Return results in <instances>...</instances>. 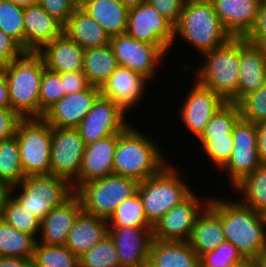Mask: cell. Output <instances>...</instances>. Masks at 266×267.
Returning <instances> with one entry per match:
<instances>
[{
  "label": "cell",
  "mask_w": 266,
  "mask_h": 267,
  "mask_svg": "<svg viewBox=\"0 0 266 267\" xmlns=\"http://www.w3.org/2000/svg\"><path fill=\"white\" fill-rule=\"evenodd\" d=\"M126 34L139 41L159 46L165 53L174 43V25L148 1L128 10Z\"/></svg>",
  "instance_id": "10"
},
{
  "label": "cell",
  "mask_w": 266,
  "mask_h": 267,
  "mask_svg": "<svg viewBox=\"0 0 266 267\" xmlns=\"http://www.w3.org/2000/svg\"><path fill=\"white\" fill-rule=\"evenodd\" d=\"M24 8L10 1L0 0V30L24 49Z\"/></svg>",
  "instance_id": "40"
},
{
  "label": "cell",
  "mask_w": 266,
  "mask_h": 267,
  "mask_svg": "<svg viewBox=\"0 0 266 267\" xmlns=\"http://www.w3.org/2000/svg\"><path fill=\"white\" fill-rule=\"evenodd\" d=\"M175 38L178 34L192 46L208 51L227 43L232 36L224 28L217 16L212 2L185 0L182 13L174 26Z\"/></svg>",
  "instance_id": "4"
},
{
  "label": "cell",
  "mask_w": 266,
  "mask_h": 267,
  "mask_svg": "<svg viewBox=\"0 0 266 267\" xmlns=\"http://www.w3.org/2000/svg\"><path fill=\"white\" fill-rule=\"evenodd\" d=\"M136 267H156L150 259L139 263Z\"/></svg>",
  "instance_id": "60"
},
{
  "label": "cell",
  "mask_w": 266,
  "mask_h": 267,
  "mask_svg": "<svg viewBox=\"0 0 266 267\" xmlns=\"http://www.w3.org/2000/svg\"><path fill=\"white\" fill-rule=\"evenodd\" d=\"M177 172L168 163L159 173L138 183L137 192L143 203L145 218L151 226L193 193Z\"/></svg>",
  "instance_id": "6"
},
{
  "label": "cell",
  "mask_w": 266,
  "mask_h": 267,
  "mask_svg": "<svg viewBox=\"0 0 266 267\" xmlns=\"http://www.w3.org/2000/svg\"><path fill=\"white\" fill-rule=\"evenodd\" d=\"M149 259L156 267H199L200 265V257L187 241L153 239Z\"/></svg>",
  "instance_id": "30"
},
{
  "label": "cell",
  "mask_w": 266,
  "mask_h": 267,
  "mask_svg": "<svg viewBox=\"0 0 266 267\" xmlns=\"http://www.w3.org/2000/svg\"><path fill=\"white\" fill-rule=\"evenodd\" d=\"M147 82L148 80L139 73L119 66L102 85L100 93L126 112L139 102Z\"/></svg>",
  "instance_id": "21"
},
{
  "label": "cell",
  "mask_w": 266,
  "mask_h": 267,
  "mask_svg": "<svg viewBox=\"0 0 266 267\" xmlns=\"http://www.w3.org/2000/svg\"><path fill=\"white\" fill-rule=\"evenodd\" d=\"M125 7H127L128 9L136 7L144 2H146L147 0H119Z\"/></svg>",
  "instance_id": "57"
},
{
  "label": "cell",
  "mask_w": 266,
  "mask_h": 267,
  "mask_svg": "<svg viewBox=\"0 0 266 267\" xmlns=\"http://www.w3.org/2000/svg\"><path fill=\"white\" fill-rule=\"evenodd\" d=\"M262 0H213L214 10L232 37H244L252 28Z\"/></svg>",
  "instance_id": "24"
},
{
  "label": "cell",
  "mask_w": 266,
  "mask_h": 267,
  "mask_svg": "<svg viewBox=\"0 0 266 267\" xmlns=\"http://www.w3.org/2000/svg\"><path fill=\"white\" fill-rule=\"evenodd\" d=\"M194 1H197V2H212L213 0H194Z\"/></svg>",
  "instance_id": "61"
},
{
  "label": "cell",
  "mask_w": 266,
  "mask_h": 267,
  "mask_svg": "<svg viewBox=\"0 0 266 267\" xmlns=\"http://www.w3.org/2000/svg\"><path fill=\"white\" fill-rule=\"evenodd\" d=\"M245 260L236 247L228 241L200 256V264L203 267H236Z\"/></svg>",
  "instance_id": "44"
},
{
  "label": "cell",
  "mask_w": 266,
  "mask_h": 267,
  "mask_svg": "<svg viewBox=\"0 0 266 267\" xmlns=\"http://www.w3.org/2000/svg\"><path fill=\"white\" fill-rule=\"evenodd\" d=\"M15 136L25 177L50 174L51 125L44 118H22Z\"/></svg>",
  "instance_id": "9"
},
{
  "label": "cell",
  "mask_w": 266,
  "mask_h": 267,
  "mask_svg": "<svg viewBox=\"0 0 266 267\" xmlns=\"http://www.w3.org/2000/svg\"><path fill=\"white\" fill-rule=\"evenodd\" d=\"M24 50L38 52L46 43L63 34V24L39 4L24 8Z\"/></svg>",
  "instance_id": "20"
},
{
  "label": "cell",
  "mask_w": 266,
  "mask_h": 267,
  "mask_svg": "<svg viewBox=\"0 0 266 267\" xmlns=\"http://www.w3.org/2000/svg\"><path fill=\"white\" fill-rule=\"evenodd\" d=\"M236 267H260V266L254 259H246L243 263L237 265Z\"/></svg>",
  "instance_id": "59"
},
{
  "label": "cell",
  "mask_w": 266,
  "mask_h": 267,
  "mask_svg": "<svg viewBox=\"0 0 266 267\" xmlns=\"http://www.w3.org/2000/svg\"><path fill=\"white\" fill-rule=\"evenodd\" d=\"M21 119L12 109L0 108V141L15 136L18 123Z\"/></svg>",
  "instance_id": "48"
},
{
  "label": "cell",
  "mask_w": 266,
  "mask_h": 267,
  "mask_svg": "<svg viewBox=\"0 0 266 267\" xmlns=\"http://www.w3.org/2000/svg\"><path fill=\"white\" fill-rule=\"evenodd\" d=\"M25 53L26 51L13 38L0 30V67L5 68Z\"/></svg>",
  "instance_id": "46"
},
{
  "label": "cell",
  "mask_w": 266,
  "mask_h": 267,
  "mask_svg": "<svg viewBox=\"0 0 266 267\" xmlns=\"http://www.w3.org/2000/svg\"><path fill=\"white\" fill-rule=\"evenodd\" d=\"M237 105L242 119L255 124L266 121V79L258 90L245 95Z\"/></svg>",
  "instance_id": "43"
},
{
  "label": "cell",
  "mask_w": 266,
  "mask_h": 267,
  "mask_svg": "<svg viewBox=\"0 0 266 267\" xmlns=\"http://www.w3.org/2000/svg\"><path fill=\"white\" fill-rule=\"evenodd\" d=\"M63 96L65 92L61 74L45 69L40 82V118Z\"/></svg>",
  "instance_id": "41"
},
{
  "label": "cell",
  "mask_w": 266,
  "mask_h": 267,
  "mask_svg": "<svg viewBox=\"0 0 266 267\" xmlns=\"http://www.w3.org/2000/svg\"><path fill=\"white\" fill-rule=\"evenodd\" d=\"M140 132L129 124L119 133L113 160V174L138 182L156 175L168 163L158 145Z\"/></svg>",
  "instance_id": "2"
},
{
  "label": "cell",
  "mask_w": 266,
  "mask_h": 267,
  "mask_svg": "<svg viewBox=\"0 0 266 267\" xmlns=\"http://www.w3.org/2000/svg\"><path fill=\"white\" fill-rule=\"evenodd\" d=\"M10 194V187L5 183L0 182V217L3 211L5 201L10 196Z\"/></svg>",
  "instance_id": "54"
},
{
  "label": "cell",
  "mask_w": 266,
  "mask_h": 267,
  "mask_svg": "<svg viewBox=\"0 0 266 267\" xmlns=\"http://www.w3.org/2000/svg\"><path fill=\"white\" fill-rule=\"evenodd\" d=\"M6 1H10L13 4L19 5L22 8L39 4V0H6Z\"/></svg>",
  "instance_id": "55"
},
{
  "label": "cell",
  "mask_w": 266,
  "mask_h": 267,
  "mask_svg": "<svg viewBox=\"0 0 266 267\" xmlns=\"http://www.w3.org/2000/svg\"><path fill=\"white\" fill-rule=\"evenodd\" d=\"M119 133L85 145L79 177L72 183L74 192L87 182L113 174V160Z\"/></svg>",
  "instance_id": "18"
},
{
  "label": "cell",
  "mask_w": 266,
  "mask_h": 267,
  "mask_svg": "<svg viewBox=\"0 0 266 267\" xmlns=\"http://www.w3.org/2000/svg\"><path fill=\"white\" fill-rule=\"evenodd\" d=\"M257 150L262 165H266V121L256 124Z\"/></svg>",
  "instance_id": "51"
},
{
  "label": "cell",
  "mask_w": 266,
  "mask_h": 267,
  "mask_svg": "<svg viewBox=\"0 0 266 267\" xmlns=\"http://www.w3.org/2000/svg\"><path fill=\"white\" fill-rule=\"evenodd\" d=\"M63 33L84 49L102 47L110 42L104 28L79 6L64 24Z\"/></svg>",
  "instance_id": "28"
},
{
  "label": "cell",
  "mask_w": 266,
  "mask_h": 267,
  "mask_svg": "<svg viewBox=\"0 0 266 267\" xmlns=\"http://www.w3.org/2000/svg\"><path fill=\"white\" fill-rule=\"evenodd\" d=\"M84 50L63 33L36 53L42 58L46 69L61 74L83 71Z\"/></svg>",
  "instance_id": "23"
},
{
  "label": "cell",
  "mask_w": 266,
  "mask_h": 267,
  "mask_svg": "<svg viewBox=\"0 0 266 267\" xmlns=\"http://www.w3.org/2000/svg\"><path fill=\"white\" fill-rule=\"evenodd\" d=\"M183 103L180 115L184 125L199 139L210 118L226 101L196 81Z\"/></svg>",
  "instance_id": "16"
},
{
  "label": "cell",
  "mask_w": 266,
  "mask_h": 267,
  "mask_svg": "<svg viewBox=\"0 0 266 267\" xmlns=\"http://www.w3.org/2000/svg\"><path fill=\"white\" fill-rule=\"evenodd\" d=\"M45 69L42 58L33 52L4 68L11 109L21 118H40V82Z\"/></svg>",
  "instance_id": "3"
},
{
  "label": "cell",
  "mask_w": 266,
  "mask_h": 267,
  "mask_svg": "<svg viewBox=\"0 0 266 267\" xmlns=\"http://www.w3.org/2000/svg\"><path fill=\"white\" fill-rule=\"evenodd\" d=\"M107 234L108 222L106 219L82 211L68 232L65 246L80 258Z\"/></svg>",
  "instance_id": "26"
},
{
  "label": "cell",
  "mask_w": 266,
  "mask_h": 267,
  "mask_svg": "<svg viewBox=\"0 0 266 267\" xmlns=\"http://www.w3.org/2000/svg\"><path fill=\"white\" fill-rule=\"evenodd\" d=\"M209 204L221 216L226 241L233 244L245 259H255L266 246V215L240 201L230 202L215 197Z\"/></svg>",
  "instance_id": "1"
},
{
  "label": "cell",
  "mask_w": 266,
  "mask_h": 267,
  "mask_svg": "<svg viewBox=\"0 0 266 267\" xmlns=\"http://www.w3.org/2000/svg\"><path fill=\"white\" fill-rule=\"evenodd\" d=\"M234 189L240 191L242 204L266 215V165H260L240 181Z\"/></svg>",
  "instance_id": "33"
},
{
  "label": "cell",
  "mask_w": 266,
  "mask_h": 267,
  "mask_svg": "<svg viewBox=\"0 0 266 267\" xmlns=\"http://www.w3.org/2000/svg\"><path fill=\"white\" fill-rule=\"evenodd\" d=\"M24 178L17 137L0 141V182L14 187Z\"/></svg>",
  "instance_id": "34"
},
{
  "label": "cell",
  "mask_w": 266,
  "mask_h": 267,
  "mask_svg": "<svg viewBox=\"0 0 266 267\" xmlns=\"http://www.w3.org/2000/svg\"><path fill=\"white\" fill-rule=\"evenodd\" d=\"M238 102L258 90L266 79V57L251 43L239 37Z\"/></svg>",
  "instance_id": "25"
},
{
  "label": "cell",
  "mask_w": 266,
  "mask_h": 267,
  "mask_svg": "<svg viewBox=\"0 0 266 267\" xmlns=\"http://www.w3.org/2000/svg\"><path fill=\"white\" fill-rule=\"evenodd\" d=\"M79 7L94 18L110 37L126 34L129 9L119 0H82Z\"/></svg>",
  "instance_id": "29"
},
{
  "label": "cell",
  "mask_w": 266,
  "mask_h": 267,
  "mask_svg": "<svg viewBox=\"0 0 266 267\" xmlns=\"http://www.w3.org/2000/svg\"><path fill=\"white\" fill-rule=\"evenodd\" d=\"M107 222L108 227H152L145 218L143 203L138 192L125 199Z\"/></svg>",
  "instance_id": "35"
},
{
  "label": "cell",
  "mask_w": 266,
  "mask_h": 267,
  "mask_svg": "<svg viewBox=\"0 0 266 267\" xmlns=\"http://www.w3.org/2000/svg\"><path fill=\"white\" fill-rule=\"evenodd\" d=\"M121 267H136L149 259L152 227H108Z\"/></svg>",
  "instance_id": "19"
},
{
  "label": "cell",
  "mask_w": 266,
  "mask_h": 267,
  "mask_svg": "<svg viewBox=\"0 0 266 267\" xmlns=\"http://www.w3.org/2000/svg\"><path fill=\"white\" fill-rule=\"evenodd\" d=\"M39 5L64 25L79 3L76 0H39Z\"/></svg>",
  "instance_id": "45"
},
{
  "label": "cell",
  "mask_w": 266,
  "mask_h": 267,
  "mask_svg": "<svg viewBox=\"0 0 266 267\" xmlns=\"http://www.w3.org/2000/svg\"><path fill=\"white\" fill-rule=\"evenodd\" d=\"M233 153L222 168L229 174L233 188L261 164L257 150L256 124L240 118L233 128Z\"/></svg>",
  "instance_id": "12"
},
{
  "label": "cell",
  "mask_w": 266,
  "mask_h": 267,
  "mask_svg": "<svg viewBox=\"0 0 266 267\" xmlns=\"http://www.w3.org/2000/svg\"><path fill=\"white\" fill-rule=\"evenodd\" d=\"M138 183L131 177L112 174L82 184L75 194L83 212L108 220L125 199L137 192Z\"/></svg>",
  "instance_id": "8"
},
{
  "label": "cell",
  "mask_w": 266,
  "mask_h": 267,
  "mask_svg": "<svg viewBox=\"0 0 266 267\" xmlns=\"http://www.w3.org/2000/svg\"><path fill=\"white\" fill-rule=\"evenodd\" d=\"M34 267H80L79 258L64 246L36 243L33 255Z\"/></svg>",
  "instance_id": "37"
},
{
  "label": "cell",
  "mask_w": 266,
  "mask_h": 267,
  "mask_svg": "<svg viewBox=\"0 0 266 267\" xmlns=\"http://www.w3.org/2000/svg\"><path fill=\"white\" fill-rule=\"evenodd\" d=\"M0 108L11 109L4 68L0 67Z\"/></svg>",
  "instance_id": "53"
},
{
  "label": "cell",
  "mask_w": 266,
  "mask_h": 267,
  "mask_svg": "<svg viewBox=\"0 0 266 267\" xmlns=\"http://www.w3.org/2000/svg\"><path fill=\"white\" fill-rule=\"evenodd\" d=\"M225 241L221 216L208 204L198 215L187 242L200 257L204 253L216 249Z\"/></svg>",
  "instance_id": "27"
},
{
  "label": "cell",
  "mask_w": 266,
  "mask_h": 267,
  "mask_svg": "<svg viewBox=\"0 0 266 267\" xmlns=\"http://www.w3.org/2000/svg\"><path fill=\"white\" fill-rule=\"evenodd\" d=\"M109 44L119 66L139 73L149 81L154 79L157 63L167 54L159 46L139 41L127 34L110 37Z\"/></svg>",
  "instance_id": "13"
},
{
  "label": "cell",
  "mask_w": 266,
  "mask_h": 267,
  "mask_svg": "<svg viewBox=\"0 0 266 267\" xmlns=\"http://www.w3.org/2000/svg\"><path fill=\"white\" fill-rule=\"evenodd\" d=\"M16 189L20 190L19 195L12 197L40 220L75 193L67 179L53 174L25 177L18 185L10 187V193Z\"/></svg>",
  "instance_id": "7"
},
{
  "label": "cell",
  "mask_w": 266,
  "mask_h": 267,
  "mask_svg": "<svg viewBox=\"0 0 266 267\" xmlns=\"http://www.w3.org/2000/svg\"><path fill=\"white\" fill-rule=\"evenodd\" d=\"M101 95L100 88L90 85L87 89L63 96L43 116L57 128H77Z\"/></svg>",
  "instance_id": "17"
},
{
  "label": "cell",
  "mask_w": 266,
  "mask_h": 267,
  "mask_svg": "<svg viewBox=\"0 0 266 267\" xmlns=\"http://www.w3.org/2000/svg\"><path fill=\"white\" fill-rule=\"evenodd\" d=\"M254 260L260 267H266V246L258 253Z\"/></svg>",
  "instance_id": "56"
},
{
  "label": "cell",
  "mask_w": 266,
  "mask_h": 267,
  "mask_svg": "<svg viewBox=\"0 0 266 267\" xmlns=\"http://www.w3.org/2000/svg\"><path fill=\"white\" fill-rule=\"evenodd\" d=\"M254 45L266 57V37L259 39Z\"/></svg>",
  "instance_id": "58"
},
{
  "label": "cell",
  "mask_w": 266,
  "mask_h": 267,
  "mask_svg": "<svg viewBox=\"0 0 266 267\" xmlns=\"http://www.w3.org/2000/svg\"><path fill=\"white\" fill-rule=\"evenodd\" d=\"M118 67L110 44L84 50L83 73L90 85L101 88Z\"/></svg>",
  "instance_id": "31"
},
{
  "label": "cell",
  "mask_w": 266,
  "mask_h": 267,
  "mask_svg": "<svg viewBox=\"0 0 266 267\" xmlns=\"http://www.w3.org/2000/svg\"><path fill=\"white\" fill-rule=\"evenodd\" d=\"M61 80L65 95L83 91L90 86L83 71L61 73Z\"/></svg>",
  "instance_id": "50"
},
{
  "label": "cell",
  "mask_w": 266,
  "mask_h": 267,
  "mask_svg": "<svg viewBox=\"0 0 266 267\" xmlns=\"http://www.w3.org/2000/svg\"><path fill=\"white\" fill-rule=\"evenodd\" d=\"M50 174L71 184L79 177L85 144L77 128L51 126Z\"/></svg>",
  "instance_id": "11"
},
{
  "label": "cell",
  "mask_w": 266,
  "mask_h": 267,
  "mask_svg": "<svg viewBox=\"0 0 266 267\" xmlns=\"http://www.w3.org/2000/svg\"><path fill=\"white\" fill-rule=\"evenodd\" d=\"M37 240L0 217V256L33 258Z\"/></svg>",
  "instance_id": "32"
},
{
  "label": "cell",
  "mask_w": 266,
  "mask_h": 267,
  "mask_svg": "<svg viewBox=\"0 0 266 267\" xmlns=\"http://www.w3.org/2000/svg\"><path fill=\"white\" fill-rule=\"evenodd\" d=\"M199 141L204 153L221 170L233 153L234 139L232 133L226 137H200Z\"/></svg>",
  "instance_id": "42"
},
{
  "label": "cell",
  "mask_w": 266,
  "mask_h": 267,
  "mask_svg": "<svg viewBox=\"0 0 266 267\" xmlns=\"http://www.w3.org/2000/svg\"><path fill=\"white\" fill-rule=\"evenodd\" d=\"M125 111L111 99L99 96L77 129L85 145L123 132Z\"/></svg>",
  "instance_id": "14"
},
{
  "label": "cell",
  "mask_w": 266,
  "mask_h": 267,
  "mask_svg": "<svg viewBox=\"0 0 266 267\" xmlns=\"http://www.w3.org/2000/svg\"><path fill=\"white\" fill-rule=\"evenodd\" d=\"M1 218L14 228L32 235L37 241L39 240L36 235L38 236V232L41 230V220L23 208L12 197V194L5 201Z\"/></svg>",
  "instance_id": "36"
},
{
  "label": "cell",
  "mask_w": 266,
  "mask_h": 267,
  "mask_svg": "<svg viewBox=\"0 0 266 267\" xmlns=\"http://www.w3.org/2000/svg\"><path fill=\"white\" fill-rule=\"evenodd\" d=\"M80 267H121L112 237H105L80 258Z\"/></svg>",
  "instance_id": "39"
},
{
  "label": "cell",
  "mask_w": 266,
  "mask_h": 267,
  "mask_svg": "<svg viewBox=\"0 0 266 267\" xmlns=\"http://www.w3.org/2000/svg\"><path fill=\"white\" fill-rule=\"evenodd\" d=\"M263 37H266V0L261 1L255 22L243 38L246 42L255 44Z\"/></svg>",
  "instance_id": "49"
},
{
  "label": "cell",
  "mask_w": 266,
  "mask_h": 267,
  "mask_svg": "<svg viewBox=\"0 0 266 267\" xmlns=\"http://www.w3.org/2000/svg\"><path fill=\"white\" fill-rule=\"evenodd\" d=\"M163 17L174 26L182 13L185 0H147Z\"/></svg>",
  "instance_id": "47"
},
{
  "label": "cell",
  "mask_w": 266,
  "mask_h": 267,
  "mask_svg": "<svg viewBox=\"0 0 266 267\" xmlns=\"http://www.w3.org/2000/svg\"><path fill=\"white\" fill-rule=\"evenodd\" d=\"M205 61L197 70V81L210 88L226 102L238 103L239 37L203 54Z\"/></svg>",
  "instance_id": "5"
},
{
  "label": "cell",
  "mask_w": 266,
  "mask_h": 267,
  "mask_svg": "<svg viewBox=\"0 0 266 267\" xmlns=\"http://www.w3.org/2000/svg\"><path fill=\"white\" fill-rule=\"evenodd\" d=\"M82 205L74 193L62 205L54 207L41 220V241L38 243L49 246H64L68 232L73 227L75 219L82 212Z\"/></svg>",
  "instance_id": "22"
},
{
  "label": "cell",
  "mask_w": 266,
  "mask_h": 267,
  "mask_svg": "<svg viewBox=\"0 0 266 267\" xmlns=\"http://www.w3.org/2000/svg\"><path fill=\"white\" fill-rule=\"evenodd\" d=\"M192 193L182 203L166 212L153 226L152 237L156 240L188 241L198 215L209 204Z\"/></svg>",
  "instance_id": "15"
},
{
  "label": "cell",
  "mask_w": 266,
  "mask_h": 267,
  "mask_svg": "<svg viewBox=\"0 0 266 267\" xmlns=\"http://www.w3.org/2000/svg\"><path fill=\"white\" fill-rule=\"evenodd\" d=\"M240 118L238 105L234 102H226L210 118L200 137H226L233 132V128Z\"/></svg>",
  "instance_id": "38"
},
{
  "label": "cell",
  "mask_w": 266,
  "mask_h": 267,
  "mask_svg": "<svg viewBox=\"0 0 266 267\" xmlns=\"http://www.w3.org/2000/svg\"><path fill=\"white\" fill-rule=\"evenodd\" d=\"M0 267H34L32 258L0 256Z\"/></svg>",
  "instance_id": "52"
}]
</instances>
